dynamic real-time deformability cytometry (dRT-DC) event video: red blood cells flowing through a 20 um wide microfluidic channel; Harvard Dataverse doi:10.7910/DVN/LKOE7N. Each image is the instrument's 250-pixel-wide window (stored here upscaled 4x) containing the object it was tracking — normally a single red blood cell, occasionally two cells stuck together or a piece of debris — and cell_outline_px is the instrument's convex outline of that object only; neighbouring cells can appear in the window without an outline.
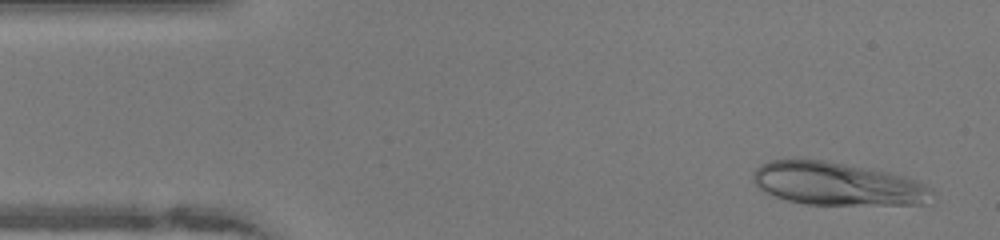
{"species": "human", "species_latin": "Homo sapiens", "temperature_condition": "warm", "stored_images_in_passage": 47, "camera_frame_rate_fps": 3000, "um_per_image_px": 0.085, "donor": {"sex": "female"}, "frame": {"image": 1, "passage_image": 2, "time_ms": 0.333, "image_size_px": [1000, 240], "cell_outline_px": [[932, 192], [924, 204], [804, 204], [788, 200], [764, 192], [752, 180], [752, 172], [760, 164], [772, 160], [792, 156], [800, 156], [872, 168], [908, 176], [932, 188]], "centroid_in_image_um": [71.09, 15.57], "position_along_channel_um": 13.9, "area_um2": 45.6}}
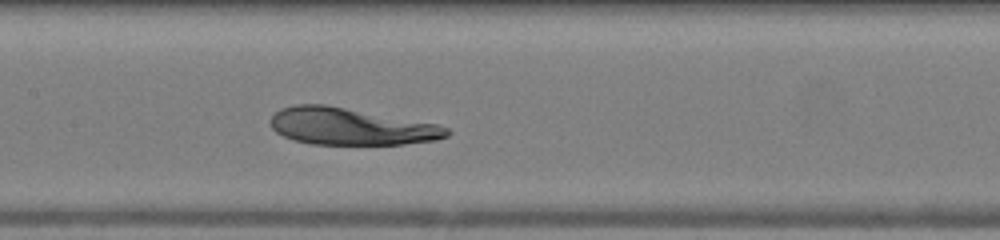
{"frame": {"image": 2, "passage_image": 21, "time_ms": 6.667, "image_size_px": [1000, 240], "cell_outline_px": [[452, 132], [448, 136], [436, 140], [404, 144], [312, 144], [292, 140], [276, 132], [272, 128], [272, 116], [280, 108], [296, 104], [324, 104], [436, 124], [448, 128]], "centroid_in_image_um": [29.81, 10.75], "position_along_channel_um": 177.6, "area_um2": 37.69}}
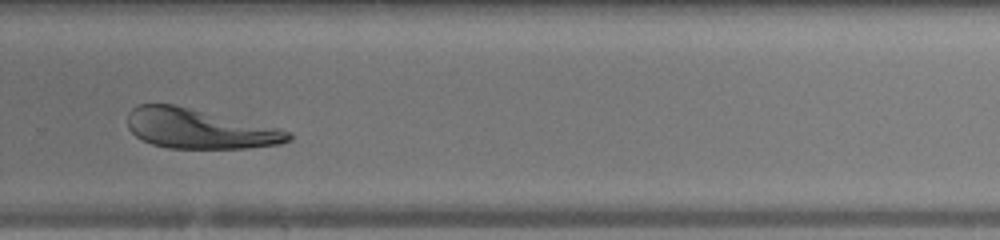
{"frame": {"image": 3, "passage_image": 31, "time_ms": 10.0, "image_size_px": [1000, 240], "cell_outline_px": [[292, 140], [280, 144], [248, 148], [168, 148], [152, 144], [136, 136], [128, 128], [128, 112], [136, 104], [172, 104], [276, 128], [292, 132]], "centroid_in_image_um": [16.91, 10.95], "position_along_channel_um": 312.9, "area_um2": 36.82}}